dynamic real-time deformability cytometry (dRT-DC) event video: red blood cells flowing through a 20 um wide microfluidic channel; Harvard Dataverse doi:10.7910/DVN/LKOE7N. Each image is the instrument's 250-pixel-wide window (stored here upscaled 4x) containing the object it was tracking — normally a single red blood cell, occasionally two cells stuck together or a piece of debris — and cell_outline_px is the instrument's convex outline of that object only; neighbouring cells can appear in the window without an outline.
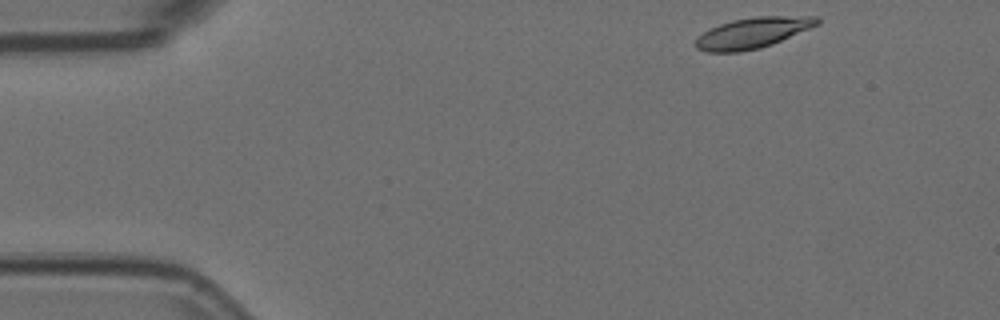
{"species": "Egyptian fruit bat (a non-hibernating species)", "species_latin": "Rousettus aegyptiacus", "temperature_condition": "room temperature", "stored_images_in_passage": 49, "camera_frame_rate_fps": 3000, "um_per_image_px": 0.085, "animal": {"sex": "female"}, "frame": {"image": 1, "passage_image": 1, "time_ms": 0.0, "image_size_px": [1000, 320], "cell_outline_px": [[820, 24], [772, 44], [760, 48], [740, 52], [708, 52], [696, 48], [696, 40], [704, 32], [720, 24], [732, 20], [756, 16], [820, 16]], "centroid_in_image_um": [64.03, 2.78], "position_along_channel_um": 21.0, "area_um2": 21.62}}
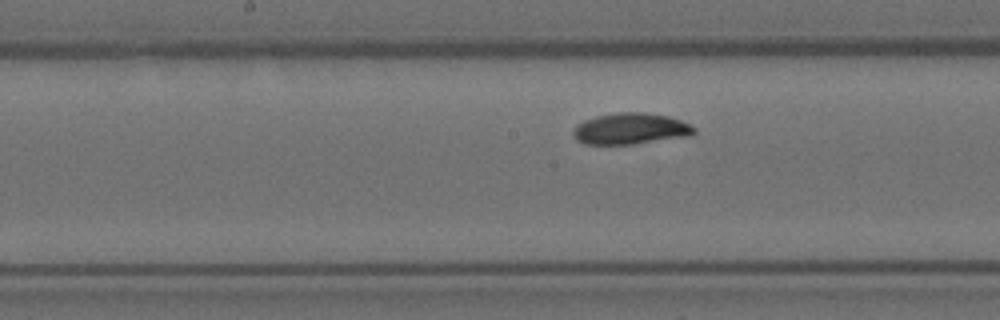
{"frame": {"image": 2, "passage_image": 22, "time_ms": 7.0, "image_size_px": [1000, 320], "cell_outline_px": [[696, 132], [692, 136], [632, 144], [584, 144], [576, 140], [572, 136], [572, 132], [576, 124], [584, 120], [596, 116], [620, 112], [644, 112], [668, 116], [680, 120], [696, 128]], "centroid_in_image_um": [53.58, 10.94], "position_along_channel_um": 194.6, "area_um2": 22.2}}
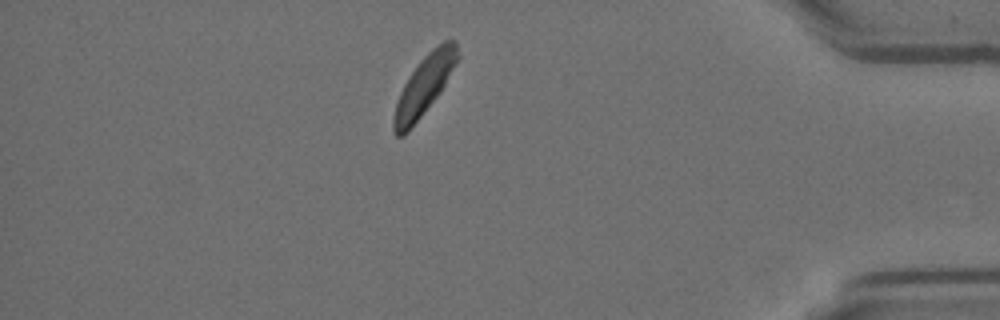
{"frame": {"image": 3, "passage_image": 42, "time_ms": 13.667, "image_size_px": [1000, 320], "cell_outline_px": [[460, 56], [440, 92], [408, 132], [404, 136], [396, 136], [392, 132], [392, 116], [400, 92], [404, 84], [420, 60], [432, 48], [444, 40], [456, 40]], "centroid_in_image_um": [36.04, 7.28], "position_along_channel_um": 399.2, "area_um2": 21.96}, "authors_computed_cell_mechanics": {"area_um2": 21.8484, "velocity_mm_per_s": 3.6616, "shape_relaxation_time_tau1_ms": 2.5087, "shape_relaxation_time_tau2_ms": null, "deformation_change_tau1": 0.1319, "deformation_change_tau2": null}}